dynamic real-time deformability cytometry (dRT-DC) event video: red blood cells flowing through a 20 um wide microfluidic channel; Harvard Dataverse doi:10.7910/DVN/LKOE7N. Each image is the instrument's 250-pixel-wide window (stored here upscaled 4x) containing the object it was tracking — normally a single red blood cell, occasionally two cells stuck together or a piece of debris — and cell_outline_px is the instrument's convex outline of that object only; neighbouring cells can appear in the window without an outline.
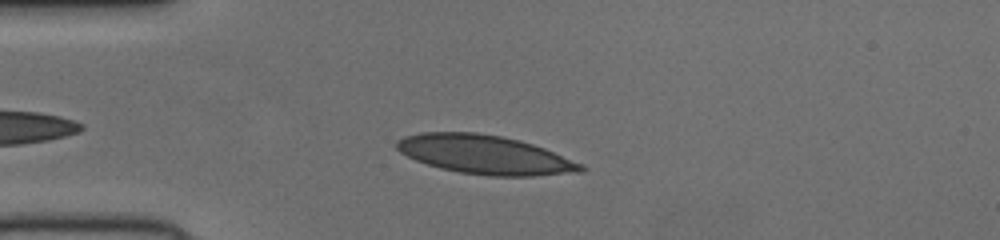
{"species": "human", "species_latin": "Homo sapiens", "temperature_condition": "cold", "stored_images_in_passage": 39, "camera_frame_rate_fps": 3000, "um_per_image_px": 0.085, "donor": {"sex": "female"}, "frame": {"image": 1, "passage_image": 5, "time_ms": 1.333, "image_size_px": [1000, 240], "cell_outline_px": [[588, 168], [584, 172], [532, 176], [488, 176], [460, 172], [440, 168], [416, 160], [400, 152], [396, 148], [396, 140], [404, 136], [420, 132], [476, 132], [500, 136], [520, 140], [544, 148], [584, 164]], "centroid_in_image_um": [41.25, 13.15], "position_along_channel_um": 43.8, "area_um2": 41.91}}
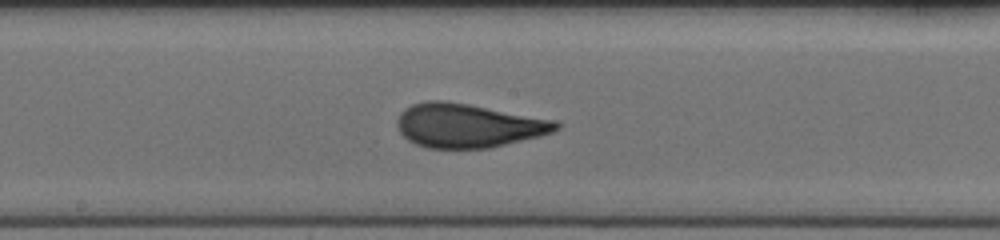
{"frame": {"image": 2, "passage_image": 19, "time_ms": 6.0, "image_size_px": [1000, 240], "cell_outline_px": [[560, 128], [552, 132], [540, 136], [488, 148], [428, 148], [416, 144], [408, 140], [400, 132], [396, 124], [396, 120], [400, 112], [404, 108], [412, 104], [428, 100], [444, 100], [468, 104], [560, 120]], "centroid_in_image_um": [39.8, 10.66], "position_along_channel_um": 208.4, "area_um2": 40.92}}
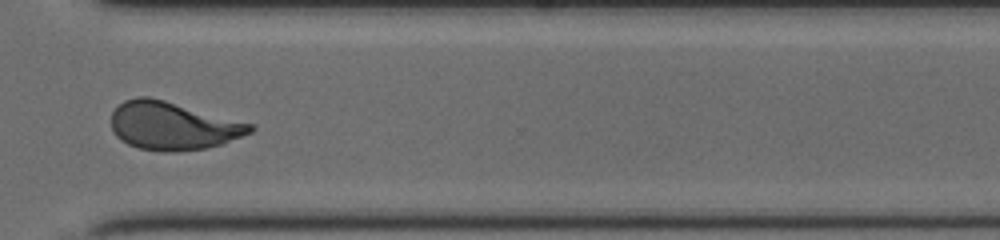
{"frame": {"image": 3, "passage_image": 30, "time_ms": 9.667, "image_size_px": [1000, 240], "cell_outline_px": [[256, 128], [252, 132], [224, 144], [208, 148], [176, 152], [164, 152], [140, 148], [128, 144], [120, 140], [112, 132], [112, 112], [124, 100], [136, 96], [148, 96], [164, 100], [252, 124]], "centroid_in_image_um": [14.68, 10.71], "position_along_channel_um": 355.9, "area_um2": 38.96}}